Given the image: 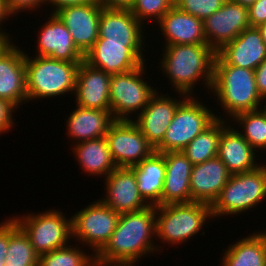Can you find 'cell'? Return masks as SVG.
<instances>
[{
    "mask_svg": "<svg viewBox=\"0 0 266 266\" xmlns=\"http://www.w3.org/2000/svg\"><path fill=\"white\" fill-rule=\"evenodd\" d=\"M155 226L156 206L121 213L108 243L96 255V262L135 263L148 253L158 252V245L153 243Z\"/></svg>",
    "mask_w": 266,
    "mask_h": 266,
    "instance_id": "6da1fadb",
    "label": "cell"
},
{
    "mask_svg": "<svg viewBox=\"0 0 266 266\" xmlns=\"http://www.w3.org/2000/svg\"><path fill=\"white\" fill-rule=\"evenodd\" d=\"M164 48L159 64L177 93L194 96L193 88L201 79L204 87L211 90L216 52L208 44L167 45Z\"/></svg>",
    "mask_w": 266,
    "mask_h": 266,
    "instance_id": "7a4b0ae2",
    "label": "cell"
},
{
    "mask_svg": "<svg viewBox=\"0 0 266 266\" xmlns=\"http://www.w3.org/2000/svg\"><path fill=\"white\" fill-rule=\"evenodd\" d=\"M211 93L217 96L224 114L235 115L262 108L264 101L256 87L255 71L228 65L217 53L214 59Z\"/></svg>",
    "mask_w": 266,
    "mask_h": 266,
    "instance_id": "3957f363",
    "label": "cell"
},
{
    "mask_svg": "<svg viewBox=\"0 0 266 266\" xmlns=\"http://www.w3.org/2000/svg\"><path fill=\"white\" fill-rule=\"evenodd\" d=\"M80 63L42 56L30 58L25 53L28 101L73 93L75 91L76 73Z\"/></svg>",
    "mask_w": 266,
    "mask_h": 266,
    "instance_id": "277c9868",
    "label": "cell"
},
{
    "mask_svg": "<svg viewBox=\"0 0 266 266\" xmlns=\"http://www.w3.org/2000/svg\"><path fill=\"white\" fill-rule=\"evenodd\" d=\"M159 212V213H158ZM213 218L211 206L200 202L156 206V236L161 242L182 244Z\"/></svg>",
    "mask_w": 266,
    "mask_h": 266,
    "instance_id": "5b68a950",
    "label": "cell"
},
{
    "mask_svg": "<svg viewBox=\"0 0 266 266\" xmlns=\"http://www.w3.org/2000/svg\"><path fill=\"white\" fill-rule=\"evenodd\" d=\"M266 197V165L250 172L233 174L211 206L212 216L241 214L257 207Z\"/></svg>",
    "mask_w": 266,
    "mask_h": 266,
    "instance_id": "8992f818",
    "label": "cell"
},
{
    "mask_svg": "<svg viewBox=\"0 0 266 266\" xmlns=\"http://www.w3.org/2000/svg\"><path fill=\"white\" fill-rule=\"evenodd\" d=\"M199 98L188 96L177 108L167 128L162 142L155 152L182 151L196 136L209 127L216 119H224L213 114Z\"/></svg>",
    "mask_w": 266,
    "mask_h": 266,
    "instance_id": "52a82bcc",
    "label": "cell"
},
{
    "mask_svg": "<svg viewBox=\"0 0 266 266\" xmlns=\"http://www.w3.org/2000/svg\"><path fill=\"white\" fill-rule=\"evenodd\" d=\"M13 219L26 233L38 255L67 246L72 237V218H66L59 210L29 213Z\"/></svg>",
    "mask_w": 266,
    "mask_h": 266,
    "instance_id": "ba28073f",
    "label": "cell"
},
{
    "mask_svg": "<svg viewBox=\"0 0 266 266\" xmlns=\"http://www.w3.org/2000/svg\"><path fill=\"white\" fill-rule=\"evenodd\" d=\"M144 65L145 63L128 72L112 75L109 97L115 120H132L130 116L138 110L139 113L142 112L157 93V89L151 87L142 76L146 74Z\"/></svg>",
    "mask_w": 266,
    "mask_h": 266,
    "instance_id": "9c48e42d",
    "label": "cell"
},
{
    "mask_svg": "<svg viewBox=\"0 0 266 266\" xmlns=\"http://www.w3.org/2000/svg\"><path fill=\"white\" fill-rule=\"evenodd\" d=\"M119 217V213L97 199L71 217L72 238L92 247L96 256L108 243Z\"/></svg>",
    "mask_w": 266,
    "mask_h": 266,
    "instance_id": "30bf717a",
    "label": "cell"
},
{
    "mask_svg": "<svg viewBox=\"0 0 266 266\" xmlns=\"http://www.w3.org/2000/svg\"><path fill=\"white\" fill-rule=\"evenodd\" d=\"M105 137L117 167L130 168L155 152L132 120H116Z\"/></svg>",
    "mask_w": 266,
    "mask_h": 266,
    "instance_id": "8fae6325",
    "label": "cell"
},
{
    "mask_svg": "<svg viewBox=\"0 0 266 266\" xmlns=\"http://www.w3.org/2000/svg\"><path fill=\"white\" fill-rule=\"evenodd\" d=\"M143 46L144 43H105V40H97L84 55V61L112 75L128 72L145 63Z\"/></svg>",
    "mask_w": 266,
    "mask_h": 266,
    "instance_id": "7c38bea8",
    "label": "cell"
},
{
    "mask_svg": "<svg viewBox=\"0 0 266 266\" xmlns=\"http://www.w3.org/2000/svg\"><path fill=\"white\" fill-rule=\"evenodd\" d=\"M203 26L207 44L217 52L250 27L248 8L226 0L219 10L203 20Z\"/></svg>",
    "mask_w": 266,
    "mask_h": 266,
    "instance_id": "4fadbf2b",
    "label": "cell"
},
{
    "mask_svg": "<svg viewBox=\"0 0 266 266\" xmlns=\"http://www.w3.org/2000/svg\"><path fill=\"white\" fill-rule=\"evenodd\" d=\"M158 92L142 112H137V120L132 119L154 149L162 142L178 106L188 97L179 93V98L182 97L176 100Z\"/></svg>",
    "mask_w": 266,
    "mask_h": 266,
    "instance_id": "5bb4252c",
    "label": "cell"
},
{
    "mask_svg": "<svg viewBox=\"0 0 266 266\" xmlns=\"http://www.w3.org/2000/svg\"><path fill=\"white\" fill-rule=\"evenodd\" d=\"M102 6L85 4L66 6L56 12L69 30L73 43L85 55L98 39Z\"/></svg>",
    "mask_w": 266,
    "mask_h": 266,
    "instance_id": "9a60e30c",
    "label": "cell"
},
{
    "mask_svg": "<svg viewBox=\"0 0 266 266\" xmlns=\"http://www.w3.org/2000/svg\"><path fill=\"white\" fill-rule=\"evenodd\" d=\"M24 53L13 42L0 51V98L17 108L28 101Z\"/></svg>",
    "mask_w": 266,
    "mask_h": 266,
    "instance_id": "2e32d148",
    "label": "cell"
},
{
    "mask_svg": "<svg viewBox=\"0 0 266 266\" xmlns=\"http://www.w3.org/2000/svg\"><path fill=\"white\" fill-rule=\"evenodd\" d=\"M104 180L106 195L100 201L117 213L135 212L149 206L140 195L131 168L117 167Z\"/></svg>",
    "mask_w": 266,
    "mask_h": 266,
    "instance_id": "e0dca14e",
    "label": "cell"
},
{
    "mask_svg": "<svg viewBox=\"0 0 266 266\" xmlns=\"http://www.w3.org/2000/svg\"><path fill=\"white\" fill-rule=\"evenodd\" d=\"M112 74L94 68L84 60L79 64L76 73V105L87 109L111 111L110 80Z\"/></svg>",
    "mask_w": 266,
    "mask_h": 266,
    "instance_id": "ac0fdd59",
    "label": "cell"
},
{
    "mask_svg": "<svg viewBox=\"0 0 266 266\" xmlns=\"http://www.w3.org/2000/svg\"><path fill=\"white\" fill-rule=\"evenodd\" d=\"M37 37V55L68 62H82L84 55L73 43L71 34L56 13H50Z\"/></svg>",
    "mask_w": 266,
    "mask_h": 266,
    "instance_id": "d6986e66",
    "label": "cell"
},
{
    "mask_svg": "<svg viewBox=\"0 0 266 266\" xmlns=\"http://www.w3.org/2000/svg\"><path fill=\"white\" fill-rule=\"evenodd\" d=\"M230 176L226 165L218 156L193 165L190 177L191 202L212 206Z\"/></svg>",
    "mask_w": 266,
    "mask_h": 266,
    "instance_id": "ffe728a7",
    "label": "cell"
},
{
    "mask_svg": "<svg viewBox=\"0 0 266 266\" xmlns=\"http://www.w3.org/2000/svg\"><path fill=\"white\" fill-rule=\"evenodd\" d=\"M216 53L228 65L255 70L266 59V45L258 28L249 27Z\"/></svg>",
    "mask_w": 266,
    "mask_h": 266,
    "instance_id": "44dd1931",
    "label": "cell"
},
{
    "mask_svg": "<svg viewBox=\"0 0 266 266\" xmlns=\"http://www.w3.org/2000/svg\"><path fill=\"white\" fill-rule=\"evenodd\" d=\"M161 154L165 158L166 168L161 205L190 203V177L193 164L182 151Z\"/></svg>",
    "mask_w": 266,
    "mask_h": 266,
    "instance_id": "7402d4cb",
    "label": "cell"
},
{
    "mask_svg": "<svg viewBox=\"0 0 266 266\" xmlns=\"http://www.w3.org/2000/svg\"><path fill=\"white\" fill-rule=\"evenodd\" d=\"M141 23L130 9L102 8L97 40L105 43H145Z\"/></svg>",
    "mask_w": 266,
    "mask_h": 266,
    "instance_id": "603a6c76",
    "label": "cell"
},
{
    "mask_svg": "<svg viewBox=\"0 0 266 266\" xmlns=\"http://www.w3.org/2000/svg\"><path fill=\"white\" fill-rule=\"evenodd\" d=\"M165 35V46L180 44H207L203 20L188 14L175 5L158 21Z\"/></svg>",
    "mask_w": 266,
    "mask_h": 266,
    "instance_id": "cb8c5ba5",
    "label": "cell"
},
{
    "mask_svg": "<svg viewBox=\"0 0 266 266\" xmlns=\"http://www.w3.org/2000/svg\"><path fill=\"white\" fill-rule=\"evenodd\" d=\"M255 150L234 127L223 129L219 142L218 157L226 165L231 175L255 170L260 165L256 163Z\"/></svg>",
    "mask_w": 266,
    "mask_h": 266,
    "instance_id": "d4e9b609",
    "label": "cell"
},
{
    "mask_svg": "<svg viewBox=\"0 0 266 266\" xmlns=\"http://www.w3.org/2000/svg\"><path fill=\"white\" fill-rule=\"evenodd\" d=\"M66 121L67 135L76 143L105 137L116 121L111 111L76 106Z\"/></svg>",
    "mask_w": 266,
    "mask_h": 266,
    "instance_id": "484cf974",
    "label": "cell"
},
{
    "mask_svg": "<svg viewBox=\"0 0 266 266\" xmlns=\"http://www.w3.org/2000/svg\"><path fill=\"white\" fill-rule=\"evenodd\" d=\"M130 168L134 171L143 200L148 205H161L166 172L164 156L161 153L154 152L151 156Z\"/></svg>",
    "mask_w": 266,
    "mask_h": 266,
    "instance_id": "4316f807",
    "label": "cell"
},
{
    "mask_svg": "<svg viewBox=\"0 0 266 266\" xmlns=\"http://www.w3.org/2000/svg\"><path fill=\"white\" fill-rule=\"evenodd\" d=\"M72 147L82 170L92 176L105 175L106 178L117 168L106 137L75 143Z\"/></svg>",
    "mask_w": 266,
    "mask_h": 266,
    "instance_id": "83f0119b",
    "label": "cell"
},
{
    "mask_svg": "<svg viewBox=\"0 0 266 266\" xmlns=\"http://www.w3.org/2000/svg\"><path fill=\"white\" fill-rule=\"evenodd\" d=\"M223 254L221 266H266V245L259 232L239 239Z\"/></svg>",
    "mask_w": 266,
    "mask_h": 266,
    "instance_id": "f1b7e54d",
    "label": "cell"
},
{
    "mask_svg": "<svg viewBox=\"0 0 266 266\" xmlns=\"http://www.w3.org/2000/svg\"><path fill=\"white\" fill-rule=\"evenodd\" d=\"M226 122L225 119H216L182 150L193 165L218 156L220 137L227 126Z\"/></svg>",
    "mask_w": 266,
    "mask_h": 266,
    "instance_id": "f546056e",
    "label": "cell"
},
{
    "mask_svg": "<svg viewBox=\"0 0 266 266\" xmlns=\"http://www.w3.org/2000/svg\"><path fill=\"white\" fill-rule=\"evenodd\" d=\"M39 255L35 252L26 233L11 217L8 219V250L5 266H38Z\"/></svg>",
    "mask_w": 266,
    "mask_h": 266,
    "instance_id": "4dcf8cb0",
    "label": "cell"
},
{
    "mask_svg": "<svg viewBox=\"0 0 266 266\" xmlns=\"http://www.w3.org/2000/svg\"><path fill=\"white\" fill-rule=\"evenodd\" d=\"M232 121L242 126L244 131L239 133L256 152L266 150V112L263 108L239 113Z\"/></svg>",
    "mask_w": 266,
    "mask_h": 266,
    "instance_id": "1f68e13d",
    "label": "cell"
},
{
    "mask_svg": "<svg viewBox=\"0 0 266 266\" xmlns=\"http://www.w3.org/2000/svg\"><path fill=\"white\" fill-rule=\"evenodd\" d=\"M68 246L39 255L38 266H95V254Z\"/></svg>",
    "mask_w": 266,
    "mask_h": 266,
    "instance_id": "d6a6232c",
    "label": "cell"
},
{
    "mask_svg": "<svg viewBox=\"0 0 266 266\" xmlns=\"http://www.w3.org/2000/svg\"><path fill=\"white\" fill-rule=\"evenodd\" d=\"M173 5L174 0H134L130 11L144 25L152 17L158 22Z\"/></svg>",
    "mask_w": 266,
    "mask_h": 266,
    "instance_id": "836d02e7",
    "label": "cell"
},
{
    "mask_svg": "<svg viewBox=\"0 0 266 266\" xmlns=\"http://www.w3.org/2000/svg\"><path fill=\"white\" fill-rule=\"evenodd\" d=\"M226 0H174V5L198 19L205 20L219 10Z\"/></svg>",
    "mask_w": 266,
    "mask_h": 266,
    "instance_id": "e575fe53",
    "label": "cell"
},
{
    "mask_svg": "<svg viewBox=\"0 0 266 266\" xmlns=\"http://www.w3.org/2000/svg\"><path fill=\"white\" fill-rule=\"evenodd\" d=\"M17 107L10 101L0 98V134L8 132L14 125V114ZM13 114V115H12Z\"/></svg>",
    "mask_w": 266,
    "mask_h": 266,
    "instance_id": "d590c367",
    "label": "cell"
},
{
    "mask_svg": "<svg viewBox=\"0 0 266 266\" xmlns=\"http://www.w3.org/2000/svg\"><path fill=\"white\" fill-rule=\"evenodd\" d=\"M44 4L45 0H6V6L11 16L20 14V11H36L38 7L40 8Z\"/></svg>",
    "mask_w": 266,
    "mask_h": 266,
    "instance_id": "8d00e7d4",
    "label": "cell"
},
{
    "mask_svg": "<svg viewBox=\"0 0 266 266\" xmlns=\"http://www.w3.org/2000/svg\"><path fill=\"white\" fill-rule=\"evenodd\" d=\"M248 19L250 27H258L266 23V0H256V2L248 8Z\"/></svg>",
    "mask_w": 266,
    "mask_h": 266,
    "instance_id": "74e56055",
    "label": "cell"
},
{
    "mask_svg": "<svg viewBox=\"0 0 266 266\" xmlns=\"http://www.w3.org/2000/svg\"><path fill=\"white\" fill-rule=\"evenodd\" d=\"M254 71H255L257 91L265 102V99H266V59Z\"/></svg>",
    "mask_w": 266,
    "mask_h": 266,
    "instance_id": "f35d334b",
    "label": "cell"
},
{
    "mask_svg": "<svg viewBox=\"0 0 266 266\" xmlns=\"http://www.w3.org/2000/svg\"><path fill=\"white\" fill-rule=\"evenodd\" d=\"M48 2V3H47ZM49 6L53 5V12L56 13L58 10H60L63 7L66 6H75V5H85V4H99L98 0H45V5L47 4Z\"/></svg>",
    "mask_w": 266,
    "mask_h": 266,
    "instance_id": "ab89813d",
    "label": "cell"
},
{
    "mask_svg": "<svg viewBox=\"0 0 266 266\" xmlns=\"http://www.w3.org/2000/svg\"><path fill=\"white\" fill-rule=\"evenodd\" d=\"M8 250V220L0 224V266H5Z\"/></svg>",
    "mask_w": 266,
    "mask_h": 266,
    "instance_id": "60d3db41",
    "label": "cell"
},
{
    "mask_svg": "<svg viewBox=\"0 0 266 266\" xmlns=\"http://www.w3.org/2000/svg\"><path fill=\"white\" fill-rule=\"evenodd\" d=\"M134 0H98L102 8L130 9Z\"/></svg>",
    "mask_w": 266,
    "mask_h": 266,
    "instance_id": "b9f144b4",
    "label": "cell"
},
{
    "mask_svg": "<svg viewBox=\"0 0 266 266\" xmlns=\"http://www.w3.org/2000/svg\"><path fill=\"white\" fill-rule=\"evenodd\" d=\"M11 15L8 12L7 6H6V0H0V26L2 24V22H4L3 20H8L9 17ZM0 29L2 30V28L0 27ZM0 30V36H4L9 42H12V40L10 39V36L7 32H5V30L1 31Z\"/></svg>",
    "mask_w": 266,
    "mask_h": 266,
    "instance_id": "7bdbcfd3",
    "label": "cell"
},
{
    "mask_svg": "<svg viewBox=\"0 0 266 266\" xmlns=\"http://www.w3.org/2000/svg\"><path fill=\"white\" fill-rule=\"evenodd\" d=\"M95 266H135V263H105L96 262Z\"/></svg>",
    "mask_w": 266,
    "mask_h": 266,
    "instance_id": "ee69618b",
    "label": "cell"
},
{
    "mask_svg": "<svg viewBox=\"0 0 266 266\" xmlns=\"http://www.w3.org/2000/svg\"><path fill=\"white\" fill-rule=\"evenodd\" d=\"M232 1L246 8H249L251 5H253L256 2V0H232Z\"/></svg>",
    "mask_w": 266,
    "mask_h": 266,
    "instance_id": "f6af8a7d",
    "label": "cell"
},
{
    "mask_svg": "<svg viewBox=\"0 0 266 266\" xmlns=\"http://www.w3.org/2000/svg\"><path fill=\"white\" fill-rule=\"evenodd\" d=\"M257 28L261 32L263 42L266 45V23L259 25Z\"/></svg>",
    "mask_w": 266,
    "mask_h": 266,
    "instance_id": "bcb514c9",
    "label": "cell"
},
{
    "mask_svg": "<svg viewBox=\"0 0 266 266\" xmlns=\"http://www.w3.org/2000/svg\"><path fill=\"white\" fill-rule=\"evenodd\" d=\"M9 43V41L4 37L0 36V51Z\"/></svg>",
    "mask_w": 266,
    "mask_h": 266,
    "instance_id": "7dc6e473",
    "label": "cell"
},
{
    "mask_svg": "<svg viewBox=\"0 0 266 266\" xmlns=\"http://www.w3.org/2000/svg\"><path fill=\"white\" fill-rule=\"evenodd\" d=\"M259 234L262 236L263 240L265 241V245H266V229L265 231L264 230L262 232L260 231Z\"/></svg>",
    "mask_w": 266,
    "mask_h": 266,
    "instance_id": "c3c4849f",
    "label": "cell"
},
{
    "mask_svg": "<svg viewBox=\"0 0 266 266\" xmlns=\"http://www.w3.org/2000/svg\"><path fill=\"white\" fill-rule=\"evenodd\" d=\"M266 100V99H265ZM264 107H262L264 109V111L266 112V102H265V105H262Z\"/></svg>",
    "mask_w": 266,
    "mask_h": 266,
    "instance_id": "681fc988",
    "label": "cell"
}]
</instances>
